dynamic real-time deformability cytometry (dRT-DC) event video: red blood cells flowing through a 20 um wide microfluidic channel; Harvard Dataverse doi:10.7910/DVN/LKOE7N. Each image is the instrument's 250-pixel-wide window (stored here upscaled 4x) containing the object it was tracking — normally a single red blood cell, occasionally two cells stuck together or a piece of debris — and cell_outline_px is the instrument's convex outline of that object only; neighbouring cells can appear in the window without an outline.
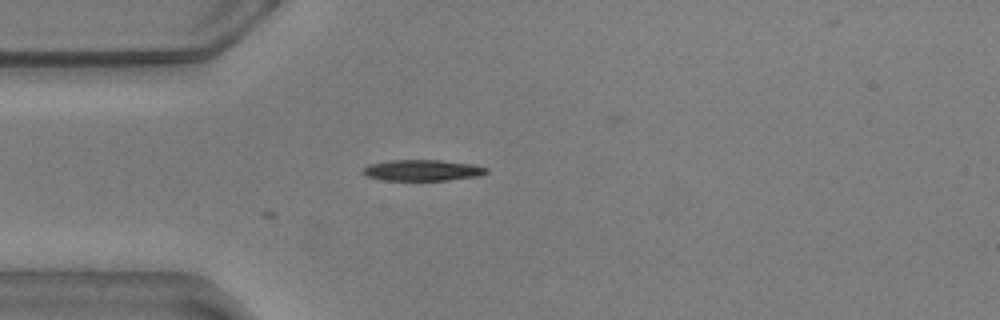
{"species": "common noctule bat (a hibernating species)", "species_latin": "Nyctalus noctula", "temperature_condition": "warm", "stored_images_in_passage": 9, "camera_frame_rate_fps": 3000, "um_per_image_px": 0.085, "animal": {"sex": "male", "body_mass_g": 20.5, "forearm_length_mm": 52.5}, "frame": {"image": 1, "passage_image": 1, "time_ms": 0.0, "image_size_px": [1000, 320], "cell_outline_px": [[488, 172], [480, 176], [448, 180], [384, 180], [368, 176], [360, 172], [368, 164], [392, 160], [440, 160], [472, 164], [488, 168]], "centroid_in_image_um": [35.92, 14.47], "position_along_channel_um": 49.1, "area_um2": 15.14}}